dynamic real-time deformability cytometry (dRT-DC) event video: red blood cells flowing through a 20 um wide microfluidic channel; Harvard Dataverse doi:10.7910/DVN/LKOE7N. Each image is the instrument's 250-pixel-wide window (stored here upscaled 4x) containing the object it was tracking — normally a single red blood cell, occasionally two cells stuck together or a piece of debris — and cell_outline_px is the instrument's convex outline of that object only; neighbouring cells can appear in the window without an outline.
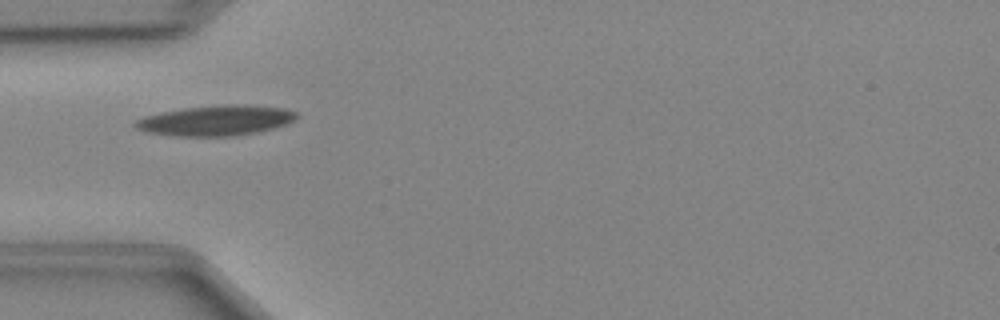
{"species": "Egyptian fruit bat (a non-hibernating species)", "species_latin": "Rousettus aegyptiacus", "temperature_condition": "cold", "stored_images_in_passage": 34, "camera_frame_rate_fps": 3000, "um_per_image_px": 0.085, "animal": {"sex": "female"}, "frame": {"image": 1, "passage_image": 1, "time_ms": 0.0, "image_size_px": [1000, 320], "cell_outline_px": [[300, 116], [296, 120], [288, 124], [260, 132], [232, 136], [176, 136], [148, 132], [136, 128], [132, 124], [136, 120], [144, 116], [160, 112], [184, 108], [228, 104], [236, 104], [284, 108], [296, 112]], "centroid_in_image_um": [18.39, 10.24], "position_along_channel_um": 66.6, "area_um2": 28.61}}
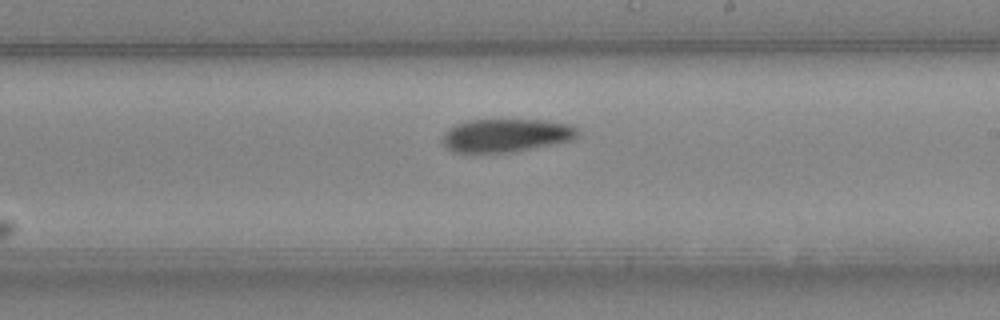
{"frame": {"image": 2, "passage_image": 14, "time_ms": 4.333, "image_size_px": [1000, 320], "cell_outline_px": [[580, 132], [572, 140], [512, 152], [452, 152], [440, 140], [444, 132], [448, 128], [456, 124], [472, 120], [544, 120], [572, 124]], "centroid_in_image_um": [43.0, 11.5], "position_along_channel_um": 246.0, "area_um2": 26.13}}
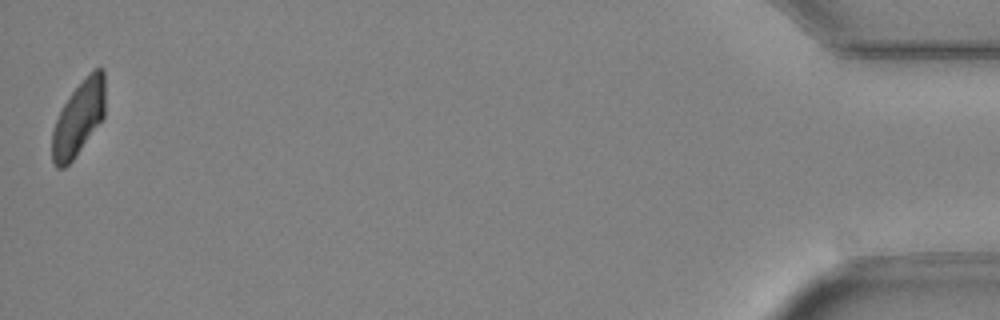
{"frame": {"image": 3, "passage_image": 34, "time_ms": 11.0, "image_size_px": [1000, 320], "cell_outline_px": [[104, 116], [72, 160], [64, 168], [56, 168], [52, 160], [52, 132], [56, 120], [68, 96], [88, 72], [92, 68], [104, 68]], "centroid_in_image_um": [6.67, 10.0], "position_along_channel_um": 428.5, "area_um2": 22.77}}